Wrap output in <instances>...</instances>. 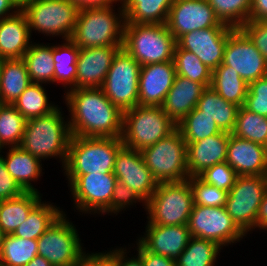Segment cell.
Here are the masks:
<instances>
[{"mask_svg": "<svg viewBox=\"0 0 267 266\" xmlns=\"http://www.w3.org/2000/svg\"><path fill=\"white\" fill-rule=\"evenodd\" d=\"M65 93L72 136L121 138L123 112L106 97L101 87L67 88Z\"/></svg>", "mask_w": 267, "mask_h": 266, "instance_id": "6da1fadb", "label": "cell"}, {"mask_svg": "<svg viewBox=\"0 0 267 266\" xmlns=\"http://www.w3.org/2000/svg\"><path fill=\"white\" fill-rule=\"evenodd\" d=\"M61 111L57 107L47 115L28 119L19 146L40 160L59 158L63 168L72 134L68 117L65 121Z\"/></svg>", "mask_w": 267, "mask_h": 266, "instance_id": "7a4b0ae2", "label": "cell"}, {"mask_svg": "<svg viewBox=\"0 0 267 266\" xmlns=\"http://www.w3.org/2000/svg\"><path fill=\"white\" fill-rule=\"evenodd\" d=\"M79 8L71 40L80 48L122 46L125 14L122 5ZM114 11V12H113Z\"/></svg>", "mask_w": 267, "mask_h": 266, "instance_id": "3957f363", "label": "cell"}, {"mask_svg": "<svg viewBox=\"0 0 267 266\" xmlns=\"http://www.w3.org/2000/svg\"><path fill=\"white\" fill-rule=\"evenodd\" d=\"M121 138L72 136L63 167L65 175L113 173Z\"/></svg>", "mask_w": 267, "mask_h": 266, "instance_id": "277c9868", "label": "cell"}, {"mask_svg": "<svg viewBox=\"0 0 267 266\" xmlns=\"http://www.w3.org/2000/svg\"><path fill=\"white\" fill-rule=\"evenodd\" d=\"M175 47L166 23H125L122 48L141 66L173 61Z\"/></svg>", "mask_w": 267, "mask_h": 266, "instance_id": "5b68a950", "label": "cell"}, {"mask_svg": "<svg viewBox=\"0 0 267 266\" xmlns=\"http://www.w3.org/2000/svg\"><path fill=\"white\" fill-rule=\"evenodd\" d=\"M177 128V124L160 106L137 105L123 112L122 143L142 151Z\"/></svg>", "mask_w": 267, "mask_h": 266, "instance_id": "8992f818", "label": "cell"}, {"mask_svg": "<svg viewBox=\"0 0 267 266\" xmlns=\"http://www.w3.org/2000/svg\"><path fill=\"white\" fill-rule=\"evenodd\" d=\"M30 33L46 36H62L71 39L76 25L79 7L69 0H21Z\"/></svg>", "mask_w": 267, "mask_h": 266, "instance_id": "52a82bcc", "label": "cell"}, {"mask_svg": "<svg viewBox=\"0 0 267 266\" xmlns=\"http://www.w3.org/2000/svg\"><path fill=\"white\" fill-rule=\"evenodd\" d=\"M193 194L188 180L158 183L145 211L149 224L187 225L193 208Z\"/></svg>", "mask_w": 267, "mask_h": 266, "instance_id": "ba28073f", "label": "cell"}, {"mask_svg": "<svg viewBox=\"0 0 267 266\" xmlns=\"http://www.w3.org/2000/svg\"><path fill=\"white\" fill-rule=\"evenodd\" d=\"M141 153L158 183L181 182L189 178L187 143L177 128Z\"/></svg>", "mask_w": 267, "mask_h": 266, "instance_id": "9c48e42d", "label": "cell"}, {"mask_svg": "<svg viewBox=\"0 0 267 266\" xmlns=\"http://www.w3.org/2000/svg\"><path fill=\"white\" fill-rule=\"evenodd\" d=\"M74 224L63 212L37 239L38 255L53 266H78L86 252Z\"/></svg>", "mask_w": 267, "mask_h": 266, "instance_id": "30bf717a", "label": "cell"}, {"mask_svg": "<svg viewBox=\"0 0 267 266\" xmlns=\"http://www.w3.org/2000/svg\"><path fill=\"white\" fill-rule=\"evenodd\" d=\"M141 65L123 48L114 56L102 89L106 97L122 112L139 105Z\"/></svg>", "mask_w": 267, "mask_h": 266, "instance_id": "8fae6325", "label": "cell"}, {"mask_svg": "<svg viewBox=\"0 0 267 266\" xmlns=\"http://www.w3.org/2000/svg\"><path fill=\"white\" fill-rule=\"evenodd\" d=\"M267 190V175L238 176L228 192L225 208L247 235L256 229V216Z\"/></svg>", "mask_w": 267, "mask_h": 266, "instance_id": "7c38bea8", "label": "cell"}, {"mask_svg": "<svg viewBox=\"0 0 267 266\" xmlns=\"http://www.w3.org/2000/svg\"><path fill=\"white\" fill-rule=\"evenodd\" d=\"M187 225L191 237L210 240L221 247L240 242L246 236L225 207L194 204Z\"/></svg>", "mask_w": 267, "mask_h": 266, "instance_id": "4fadbf2b", "label": "cell"}, {"mask_svg": "<svg viewBox=\"0 0 267 266\" xmlns=\"http://www.w3.org/2000/svg\"><path fill=\"white\" fill-rule=\"evenodd\" d=\"M69 181L74 207L82 214L103 213L111 204L117 181L113 173H91L86 175H65Z\"/></svg>", "mask_w": 267, "mask_h": 266, "instance_id": "5bb4252c", "label": "cell"}, {"mask_svg": "<svg viewBox=\"0 0 267 266\" xmlns=\"http://www.w3.org/2000/svg\"><path fill=\"white\" fill-rule=\"evenodd\" d=\"M221 64L235 69L247 84L267 76L264 56L240 28L229 34Z\"/></svg>", "mask_w": 267, "mask_h": 266, "instance_id": "9a60e30c", "label": "cell"}, {"mask_svg": "<svg viewBox=\"0 0 267 266\" xmlns=\"http://www.w3.org/2000/svg\"><path fill=\"white\" fill-rule=\"evenodd\" d=\"M166 25L176 41L195 30L230 27L221 23L208 0H174Z\"/></svg>", "mask_w": 267, "mask_h": 266, "instance_id": "2e32d148", "label": "cell"}, {"mask_svg": "<svg viewBox=\"0 0 267 266\" xmlns=\"http://www.w3.org/2000/svg\"><path fill=\"white\" fill-rule=\"evenodd\" d=\"M113 174L131 188L145 203L155 192L158 182L146 166L141 151L122 146L117 153Z\"/></svg>", "mask_w": 267, "mask_h": 266, "instance_id": "e0dca14e", "label": "cell"}, {"mask_svg": "<svg viewBox=\"0 0 267 266\" xmlns=\"http://www.w3.org/2000/svg\"><path fill=\"white\" fill-rule=\"evenodd\" d=\"M234 29L211 27L195 30L182 35L176 44L181 49L194 53L203 64L214 71L222 63L228 36Z\"/></svg>", "mask_w": 267, "mask_h": 266, "instance_id": "ac0fdd59", "label": "cell"}, {"mask_svg": "<svg viewBox=\"0 0 267 266\" xmlns=\"http://www.w3.org/2000/svg\"><path fill=\"white\" fill-rule=\"evenodd\" d=\"M175 76L173 61L142 65L139 73V105L161 107Z\"/></svg>", "mask_w": 267, "mask_h": 266, "instance_id": "d6986e66", "label": "cell"}, {"mask_svg": "<svg viewBox=\"0 0 267 266\" xmlns=\"http://www.w3.org/2000/svg\"><path fill=\"white\" fill-rule=\"evenodd\" d=\"M122 46L82 48L77 58V88L102 87L114 56Z\"/></svg>", "mask_w": 267, "mask_h": 266, "instance_id": "ffe728a7", "label": "cell"}, {"mask_svg": "<svg viewBox=\"0 0 267 266\" xmlns=\"http://www.w3.org/2000/svg\"><path fill=\"white\" fill-rule=\"evenodd\" d=\"M145 229L138 242L146 250L172 259L183 252L191 238L188 225L166 226L147 222Z\"/></svg>", "mask_w": 267, "mask_h": 266, "instance_id": "44dd1931", "label": "cell"}, {"mask_svg": "<svg viewBox=\"0 0 267 266\" xmlns=\"http://www.w3.org/2000/svg\"><path fill=\"white\" fill-rule=\"evenodd\" d=\"M226 162L238 176L267 175V147L230 134Z\"/></svg>", "mask_w": 267, "mask_h": 266, "instance_id": "7402d4cb", "label": "cell"}, {"mask_svg": "<svg viewBox=\"0 0 267 266\" xmlns=\"http://www.w3.org/2000/svg\"><path fill=\"white\" fill-rule=\"evenodd\" d=\"M230 133L221 132L196 142L187 143L189 177L198 176L215 164L226 162Z\"/></svg>", "mask_w": 267, "mask_h": 266, "instance_id": "603a6c76", "label": "cell"}, {"mask_svg": "<svg viewBox=\"0 0 267 266\" xmlns=\"http://www.w3.org/2000/svg\"><path fill=\"white\" fill-rule=\"evenodd\" d=\"M31 33L25 13L20 9L15 14L0 20V58H22L32 44Z\"/></svg>", "mask_w": 267, "mask_h": 266, "instance_id": "cb8c5ba5", "label": "cell"}, {"mask_svg": "<svg viewBox=\"0 0 267 266\" xmlns=\"http://www.w3.org/2000/svg\"><path fill=\"white\" fill-rule=\"evenodd\" d=\"M206 88L207 86L205 84L176 75L172 87L161 107L177 124L191 110L197 107L198 100Z\"/></svg>", "mask_w": 267, "mask_h": 266, "instance_id": "d4e9b609", "label": "cell"}, {"mask_svg": "<svg viewBox=\"0 0 267 266\" xmlns=\"http://www.w3.org/2000/svg\"><path fill=\"white\" fill-rule=\"evenodd\" d=\"M8 150L7 155L3 156L8 173L25 192L40 193L31 182L37 181L42 176V160L20 146L9 147Z\"/></svg>", "mask_w": 267, "mask_h": 266, "instance_id": "484cf974", "label": "cell"}, {"mask_svg": "<svg viewBox=\"0 0 267 266\" xmlns=\"http://www.w3.org/2000/svg\"><path fill=\"white\" fill-rule=\"evenodd\" d=\"M174 0H121L125 23L165 24Z\"/></svg>", "mask_w": 267, "mask_h": 266, "instance_id": "4316f807", "label": "cell"}, {"mask_svg": "<svg viewBox=\"0 0 267 266\" xmlns=\"http://www.w3.org/2000/svg\"><path fill=\"white\" fill-rule=\"evenodd\" d=\"M32 84L22 58L4 59L1 69L0 102L12 104Z\"/></svg>", "mask_w": 267, "mask_h": 266, "instance_id": "83f0119b", "label": "cell"}, {"mask_svg": "<svg viewBox=\"0 0 267 266\" xmlns=\"http://www.w3.org/2000/svg\"><path fill=\"white\" fill-rule=\"evenodd\" d=\"M196 108L213 118L222 132L232 133L239 106L226 101L211 86L204 90Z\"/></svg>", "mask_w": 267, "mask_h": 266, "instance_id": "f1b7e54d", "label": "cell"}, {"mask_svg": "<svg viewBox=\"0 0 267 266\" xmlns=\"http://www.w3.org/2000/svg\"><path fill=\"white\" fill-rule=\"evenodd\" d=\"M40 193L24 192L18 197L0 201V228L7 234L26 220L30 211L42 200Z\"/></svg>", "mask_w": 267, "mask_h": 266, "instance_id": "f546056e", "label": "cell"}, {"mask_svg": "<svg viewBox=\"0 0 267 266\" xmlns=\"http://www.w3.org/2000/svg\"><path fill=\"white\" fill-rule=\"evenodd\" d=\"M22 59L32 83H54L53 45L32 42Z\"/></svg>", "mask_w": 267, "mask_h": 266, "instance_id": "4dcf8cb0", "label": "cell"}, {"mask_svg": "<svg viewBox=\"0 0 267 266\" xmlns=\"http://www.w3.org/2000/svg\"><path fill=\"white\" fill-rule=\"evenodd\" d=\"M226 101L242 107L248 84L230 66L220 64L213 72L210 85Z\"/></svg>", "mask_w": 267, "mask_h": 266, "instance_id": "1f68e13d", "label": "cell"}, {"mask_svg": "<svg viewBox=\"0 0 267 266\" xmlns=\"http://www.w3.org/2000/svg\"><path fill=\"white\" fill-rule=\"evenodd\" d=\"M63 42L53 45L54 83H61L65 89H76V63L80 48L71 39Z\"/></svg>", "mask_w": 267, "mask_h": 266, "instance_id": "d6a6232c", "label": "cell"}, {"mask_svg": "<svg viewBox=\"0 0 267 266\" xmlns=\"http://www.w3.org/2000/svg\"><path fill=\"white\" fill-rule=\"evenodd\" d=\"M51 202L41 200L29 213L26 220L15 230L14 236L38 239L64 212Z\"/></svg>", "mask_w": 267, "mask_h": 266, "instance_id": "836d02e7", "label": "cell"}, {"mask_svg": "<svg viewBox=\"0 0 267 266\" xmlns=\"http://www.w3.org/2000/svg\"><path fill=\"white\" fill-rule=\"evenodd\" d=\"M38 255L37 240L7 234L0 248L1 266H24Z\"/></svg>", "mask_w": 267, "mask_h": 266, "instance_id": "e575fe53", "label": "cell"}, {"mask_svg": "<svg viewBox=\"0 0 267 266\" xmlns=\"http://www.w3.org/2000/svg\"><path fill=\"white\" fill-rule=\"evenodd\" d=\"M45 89L43 84L32 83L13 103L26 120L47 115L58 107L49 102Z\"/></svg>", "mask_w": 267, "mask_h": 266, "instance_id": "d590c367", "label": "cell"}, {"mask_svg": "<svg viewBox=\"0 0 267 266\" xmlns=\"http://www.w3.org/2000/svg\"><path fill=\"white\" fill-rule=\"evenodd\" d=\"M221 249L215 242L191 237L186 248L175 259L176 266H216Z\"/></svg>", "mask_w": 267, "mask_h": 266, "instance_id": "8d00e7d4", "label": "cell"}, {"mask_svg": "<svg viewBox=\"0 0 267 266\" xmlns=\"http://www.w3.org/2000/svg\"><path fill=\"white\" fill-rule=\"evenodd\" d=\"M26 121L12 104L0 106V149L20 145Z\"/></svg>", "mask_w": 267, "mask_h": 266, "instance_id": "74e56055", "label": "cell"}, {"mask_svg": "<svg viewBox=\"0 0 267 266\" xmlns=\"http://www.w3.org/2000/svg\"><path fill=\"white\" fill-rule=\"evenodd\" d=\"M231 134L267 147V117L239 107Z\"/></svg>", "mask_w": 267, "mask_h": 266, "instance_id": "f35d334b", "label": "cell"}, {"mask_svg": "<svg viewBox=\"0 0 267 266\" xmlns=\"http://www.w3.org/2000/svg\"><path fill=\"white\" fill-rule=\"evenodd\" d=\"M177 129L186 142H196L222 132L213 118L201 114L197 108L177 123Z\"/></svg>", "mask_w": 267, "mask_h": 266, "instance_id": "ab89813d", "label": "cell"}, {"mask_svg": "<svg viewBox=\"0 0 267 266\" xmlns=\"http://www.w3.org/2000/svg\"><path fill=\"white\" fill-rule=\"evenodd\" d=\"M173 62L176 75L205 84L207 87L211 85L213 71L203 64L194 53L181 49L176 44Z\"/></svg>", "mask_w": 267, "mask_h": 266, "instance_id": "60d3db41", "label": "cell"}, {"mask_svg": "<svg viewBox=\"0 0 267 266\" xmlns=\"http://www.w3.org/2000/svg\"><path fill=\"white\" fill-rule=\"evenodd\" d=\"M221 23L240 28L250 19L252 0H208Z\"/></svg>", "mask_w": 267, "mask_h": 266, "instance_id": "b9f144b4", "label": "cell"}, {"mask_svg": "<svg viewBox=\"0 0 267 266\" xmlns=\"http://www.w3.org/2000/svg\"><path fill=\"white\" fill-rule=\"evenodd\" d=\"M193 203L208 207H225L228 192L205 183L198 176L189 177Z\"/></svg>", "mask_w": 267, "mask_h": 266, "instance_id": "7bdbcfd3", "label": "cell"}, {"mask_svg": "<svg viewBox=\"0 0 267 266\" xmlns=\"http://www.w3.org/2000/svg\"><path fill=\"white\" fill-rule=\"evenodd\" d=\"M198 177L207 184L229 192L234 186L238 175L227 162H223L205 169Z\"/></svg>", "mask_w": 267, "mask_h": 266, "instance_id": "ee69618b", "label": "cell"}, {"mask_svg": "<svg viewBox=\"0 0 267 266\" xmlns=\"http://www.w3.org/2000/svg\"><path fill=\"white\" fill-rule=\"evenodd\" d=\"M243 107L252 113L267 117V76L248 84Z\"/></svg>", "mask_w": 267, "mask_h": 266, "instance_id": "f6af8a7d", "label": "cell"}, {"mask_svg": "<svg viewBox=\"0 0 267 266\" xmlns=\"http://www.w3.org/2000/svg\"><path fill=\"white\" fill-rule=\"evenodd\" d=\"M136 202H143V206H146L145 201L131 188L117 180L111 198V204L102 214L114 213L113 215H118L125 207H131V205H134V203L136 204Z\"/></svg>", "mask_w": 267, "mask_h": 266, "instance_id": "bcb514c9", "label": "cell"}, {"mask_svg": "<svg viewBox=\"0 0 267 266\" xmlns=\"http://www.w3.org/2000/svg\"><path fill=\"white\" fill-rule=\"evenodd\" d=\"M240 29L252 41L267 62V21L249 19Z\"/></svg>", "mask_w": 267, "mask_h": 266, "instance_id": "7dc6e473", "label": "cell"}, {"mask_svg": "<svg viewBox=\"0 0 267 266\" xmlns=\"http://www.w3.org/2000/svg\"><path fill=\"white\" fill-rule=\"evenodd\" d=\"M3 152L0 149V153ZM25 191L8 173L2 153L0 154V201L20 196Z\"/></svg>", "mask_w": 267, "mask_h": 266, "instance_id": "c3c4849f", "label": "cell"}, {"mask_svg": "<svg viewBox=\"0 0 267 266\" xmlns=\"http://www.w3.org/2000/svg\"><path fill=\"white\" fill-rule=\"evenodd\" d=\"M137 254L142 258L143 266H176L175 259L154 254L146 250L139 242L136 243Z\"/></svg>", "mask_w": 267, "mask_h": 266, "instance_id": "681fc988", "label": "cell"}, {"mask_svg": "<svg viewBox=\"0 0 267 266\" xmlns=\"http://www.w3.org/2000/svg\"><path fill=\"white\" fill-rule=\"evenodd\" d=\"M106 253L114 260L115 266H143L142 258L138 255L132 256L131 258L127 257V249L125 248H116Z\"/></svg>", "mask_w": 267, "mask_h": 266, "instance_id": "f907efd6", "label": "cell"}, {"mask_svg": "<svg viewBox=\"0 0 267 266\" xmlns=\"http://www.w3.org/2000/svg\"><path fill=\"white\" fill-rule=\"evenodd\" d=\"M78 266H115L114 260L106 252L86 253Z\"/></svg>", "mask_w": 267, "mask_h": 266, "instance_id": "816d5d0a", "label": "cell"}, {"mask_svg": "<svg viewBox=\"0 0 267 266\" xmlns=\"http://www.w3.org/2000/svg\"><path fill=\"white\" fill-rule=\"evenodd\" d=\"M250 19L267 21V0H252Z\"/></svg>", "mask_w": 267, "mask_h": 266, "instance_id": "f5cc1de1", "label": "cell"}, {"mask_svg": "<svg viewBox=\"0 0 267 266\" xmlns=\"http://www.w3.org/2000/svg\"><path fill=\"white\" fill-rule=\"evenodd\" d=\"M21 9V0H0V20Z\"/></svg>", "mask_w": 267, "mask_h": 266, "instance_id": "db71d44e", "label": "cell"}, {"mask_svg": "<svg viewBox=\"0 0 267 266\" xmlns=\"http://www.w3.org/2000/svg\"><path fill=\"white\" fill-rule=\"evenodd\" d=\"M256 228H259L258 230L261 229L267 231V190L264 194V197L257 212Z\"/></svg>", "mask_w": 267, "mask_h": 266, "instance_id": "11a10c76", "label": "cell"}, {"mask_svg": "<svg viewBox=\"0 0 267 266\" xmlns=\"http://www.w3.org/2000/svg\"><path fill=\"white\" fill-rule=\"evenodd\" d=\"M79 8L114 6L113 3L121 0H69Z\"/></svg>", "mask_w": 267, "mask_h": 266, "instance_id": "9f6ffc18", "label": "cell"}, {"mask_svg": "<svg viewBox=\"0 0 267 266\" xmlns=\"http://www.w3.org/2000/svg\"><path fill=\"white\" fill-rule=\"evenodd\" d=\"M24 266H53L47 259L36 255L28 264Z\"/></svg>", "mask_w": 267, "mask_h": 266, "instance_id": "6f0895ef", "label": "cell"}, {"mask_svg": "<svg viewBox=\"0 0 267 266\" xmlns=\"http://www.w3.org/2000/svg\"><path fill=\"white\" fill-rule=\"evenodd\" d=\"M5 233L2 231V229L0 228V248H1V245H2V242L4 240V237H5Z\"/></svg>", "mask_w": 267, "mask_h": 266, "instance_id": "680465c9", "label": "cell"}, {"mask_svg": "<svg viewBox=\"0 0 267 266\" xmlns=\"http://www.w3.org/2000/svg\"><path fill=\"white\" fill-rule=\"evenodd\" d=\"M2 63H3V59L0 58V81H1V69H2Z\"/></svg>", "mask_w": 267, "mask_h": 266, "instance_id": "91938a15", "label": "cell"}]
</instances>
